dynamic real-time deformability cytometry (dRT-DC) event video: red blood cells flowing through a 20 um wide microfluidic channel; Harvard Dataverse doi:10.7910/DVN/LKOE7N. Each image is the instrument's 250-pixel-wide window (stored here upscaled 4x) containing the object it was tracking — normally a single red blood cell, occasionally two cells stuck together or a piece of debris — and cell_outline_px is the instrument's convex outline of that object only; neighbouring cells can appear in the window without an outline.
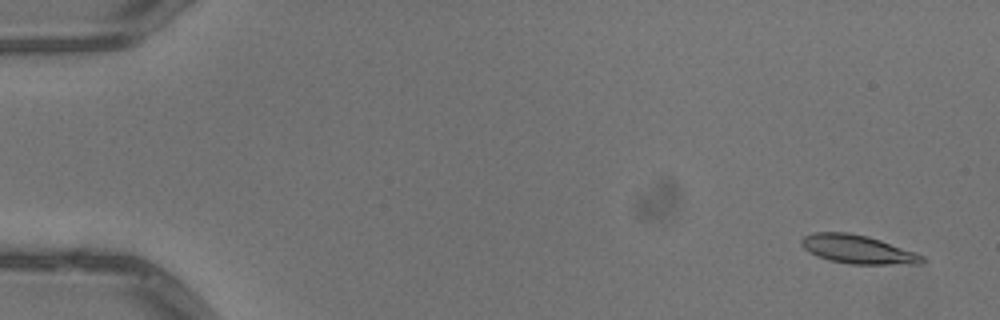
{"species": "common noctule bat (a hibernating species)", "species_latin": "Nyctalus noctula", "temperature_condition": "warm", "stored_images_in_passage": 5, "camera_frame_rate_fps": 3000, "um_per_image_px": 0.085, "animal": {"sex": "male", "body_mass_g": 13.3}, "frame": {"image": 1, "passage_image": 1, "time_ms": 0.0, "image_size_px": [1000, 320], "cell_outline_px": [[924, 260], [920, 264], [848, 264], [828, 260], [804, 248], [800, 244], [800, 240], [804, 236], [816, 232], [844, 232], [864, 236], [880, 240], [916, 252], [924, 256]], "centroid_in_image_um": [72.92, 21.2], "position_along_channel_um": 12.1, "area_um2": 19.83}}
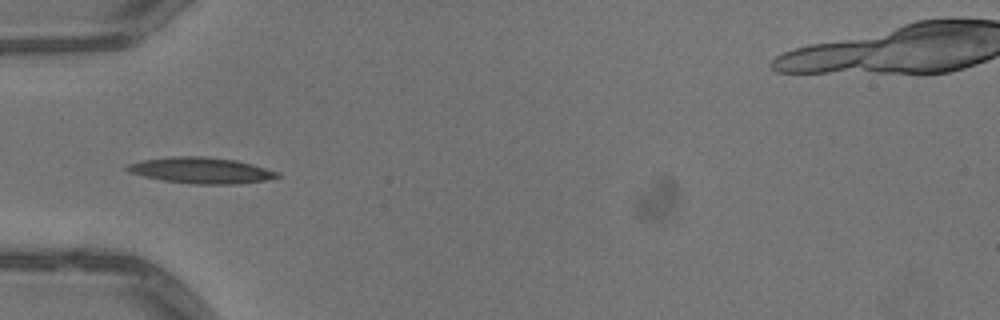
{"frame": {"image": 2, "passage_image": 5, "time_ms": 1.333, "image_size_px": [1000, 320], "cell_outline_px": [[280, 176], [264, 180], [240, 184], [196, 184], [164, 180], [144, 176], [128, 172], [124, 168], [128, 164], [144, 160], [168, 156], [204, 156], [236, 160], [252, 164], [280, 172]], "centroid_in_image_um": [17.1, 14.47], "position_along_channel_um": 67.9, "area_um2": 22.72}}